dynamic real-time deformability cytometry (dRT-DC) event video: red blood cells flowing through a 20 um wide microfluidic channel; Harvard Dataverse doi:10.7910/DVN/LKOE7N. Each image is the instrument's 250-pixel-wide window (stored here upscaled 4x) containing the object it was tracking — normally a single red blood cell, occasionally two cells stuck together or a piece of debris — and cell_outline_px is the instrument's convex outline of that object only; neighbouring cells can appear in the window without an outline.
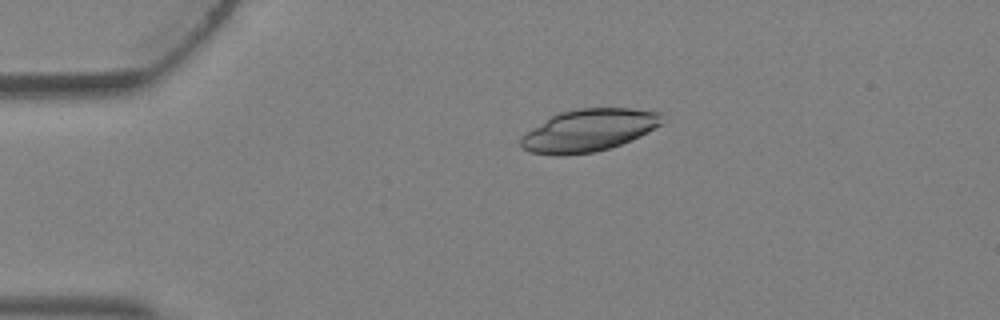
{"species": "Egyptian fruit bat (a non-hibernating species)", "species_latin": "Rousettus aegyptiacus", "temperature_condition": "warm", "stored_images_in_passage": 2, "camera_frame_rate_fps": 3000, "um_per_image_px": 0.085, "animal": {"sex": "female"}, "frame": {"image": 1, "passage_image": 1, "time_ms": 0.0, "image_size_px": [1000, 320], "cell_outline_px": [[664, 112], [660, 124], [640, 136], [620, 144], [596, 152], [560, 156], [556, 156], [532, 152], [524, 148], [520, 144], [520, 140], [532, 128], [552, 116], [560, 112], [580, 108], [632, 108]], "centroid_in_image_um": [50.07, 11.07], "position_along_channel_um": 34.9, "area_um2": 34.51}}